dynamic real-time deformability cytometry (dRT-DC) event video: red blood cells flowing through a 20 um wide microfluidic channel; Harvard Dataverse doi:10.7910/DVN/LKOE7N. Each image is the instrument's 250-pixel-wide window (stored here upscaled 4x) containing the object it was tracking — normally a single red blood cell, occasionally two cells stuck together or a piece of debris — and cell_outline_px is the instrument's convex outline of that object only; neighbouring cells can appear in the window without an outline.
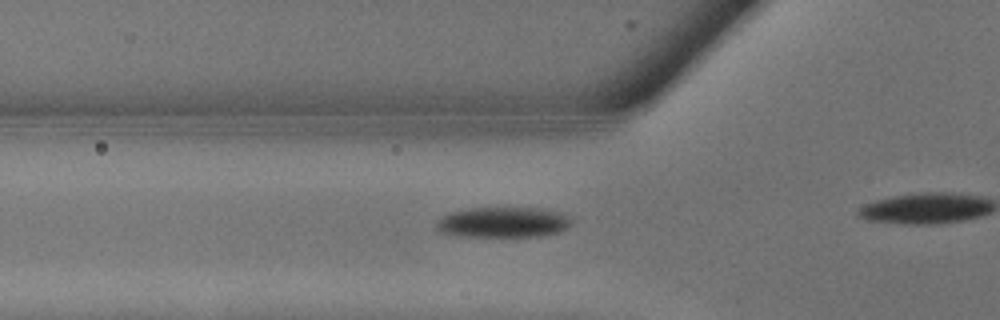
{"species": "common noctule bat (a hibernating species)", "species_latin": "Nyctalus noctula", "temperature_condition": "warm", "stored_images_in_passage": 5, "camera_frame_rate_fps": 3000, "um_per_image_px": 0.085, "animal": {"sex": "male", "body_mass_g": 13.3}, "frame": {"image": 1, "passage_image": 2, "time_ms": 0.333, "image_size_px": [1000, 320], "cell_outline_px": [[572, 224], [556, 232], [540, 236], [456, 236], [440, 232], [436, 228], [436, 220], [440, 216], [448, 212], [468, 208], [540, 208], [560, 212], [568, 216]], "centroid_in_image_um": [42.68, 18.88], "position_along_channel_um": 83.1, "area_um2": 24.04}}
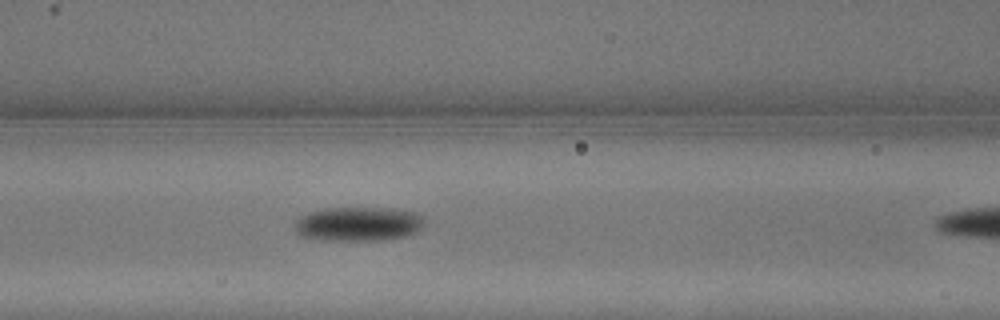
{"frame": {"image": 2, "passage_image": 4, "time_ms": 1.0, "image_size_px": [1000, 320], "cell_outline_px": [[424, 224], [416, 232], [408, 236], [380, 240], [324, 240], [304, 236], [296, 232], [296, 220], [300, 216], [308, 212], [324, 208], [392, 208], [416, 212], [424, 216]], "centroid_in_image_um": [30.5, 19.02], "position_along_channel_um": 136.1, "area_um2": 25.95}}